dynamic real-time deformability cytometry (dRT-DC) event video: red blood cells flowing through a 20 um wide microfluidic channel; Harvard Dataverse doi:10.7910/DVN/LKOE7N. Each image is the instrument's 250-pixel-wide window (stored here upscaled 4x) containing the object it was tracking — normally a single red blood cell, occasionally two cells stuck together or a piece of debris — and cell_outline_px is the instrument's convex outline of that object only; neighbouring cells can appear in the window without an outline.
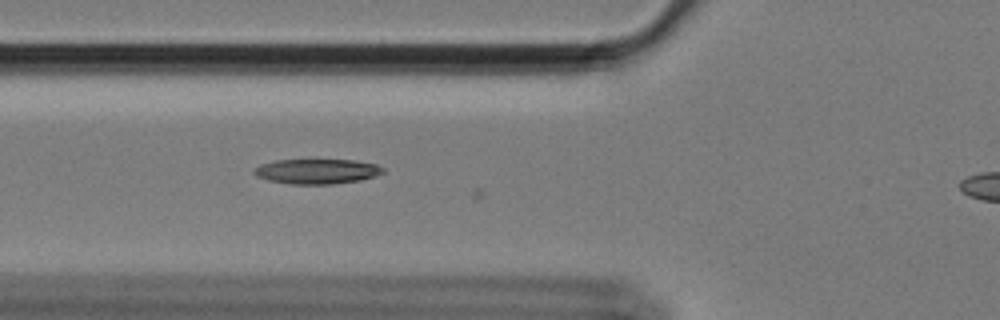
{"species": "Egyptian fruit bat (a non-hibernating species)", "species_latin": "Rousettus aegyptiacus", "temperature_condition": "cold", "stored_images_in_passage": 3, "camera_frame_rate_fps": 3000, "um_per_image_px": 0.085, "animal": {"sex": "female"}, "frame": {"image": 1, "passage_image": 2, "time_ms": 0.333, "image_size_px": [1000, 320], "cell_outline_px": [[384, 172], [376, 176], [360, 180], [332, 184], [292, 184], [268, 180], [256, 176], [252, 172], [260, 164], [276, 160], [352, 160], [376, 164], [384, 168]], "centroid_in_image_um": [26.94, 14.57], "position_along_channel_um": 98.9, "area_um2": 18.67}}